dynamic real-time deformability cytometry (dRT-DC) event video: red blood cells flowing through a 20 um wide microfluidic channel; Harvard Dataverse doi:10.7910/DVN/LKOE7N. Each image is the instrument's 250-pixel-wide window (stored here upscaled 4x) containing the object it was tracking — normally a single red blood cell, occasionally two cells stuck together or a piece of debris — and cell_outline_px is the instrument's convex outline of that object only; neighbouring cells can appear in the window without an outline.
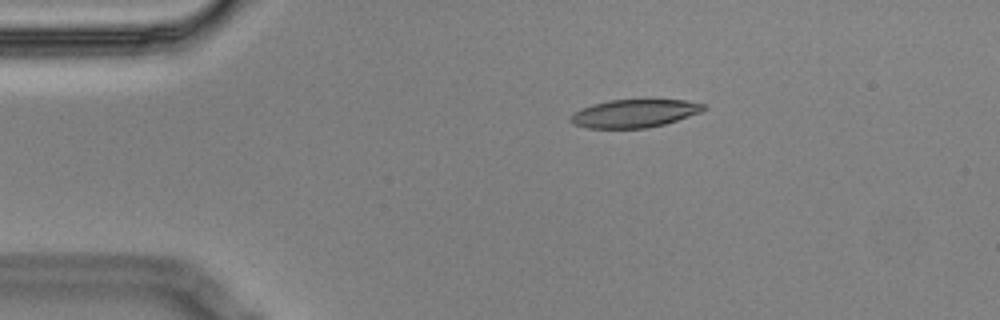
{"species": "Egyptian fruit bat (a non-hibernating species)", "species_latin": "Rousettus aegyptiacus", "temperature_condition": "cold", "stored_images_in_passage": 14, "camera_frame_rate_fps": 3000, "um_per_image_px": 0.085, "animal": {"sex": "male"}, "frame": {"image": 1, "passage_image": 2, "time_ms": 0.333, "image_size_px": [1000, 320], "cell_outline_px": [[704, 108], [700, 112], [664, 124], [648, 128], [588, 128], [572, 124], [568, 120], [580, 108], [592, 104], [608, 100], [684, 100], [704, 104]], "centroid_in_image_um": [53.86, 9.64], "position_along_channel_um": 31.1, "area_um2": 21.5}}
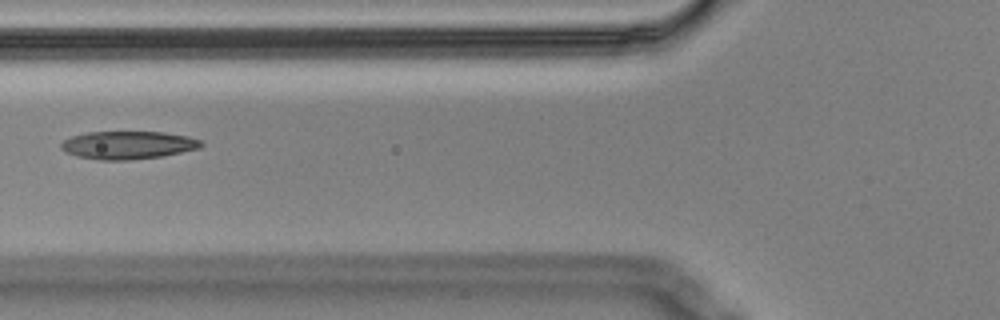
{"frame": {"image": 2, "passage_image": 5, "time_ms": 1.333, "image_size_px": [1000, 320], "cell_outline_px": [[204, 144], [200, 148], [164, 156], [128, 160], [100, 160], [76, 156], [64, 152], [60, 148], [60, 144], [64, 140], [72, 136], [88, 132], [164, 132], [188, 136], [200, 140]], "centroid_in_image_um": [10.87, 12.34], "position_along_channel_um": 114.9, "area_um2": 22.95}}
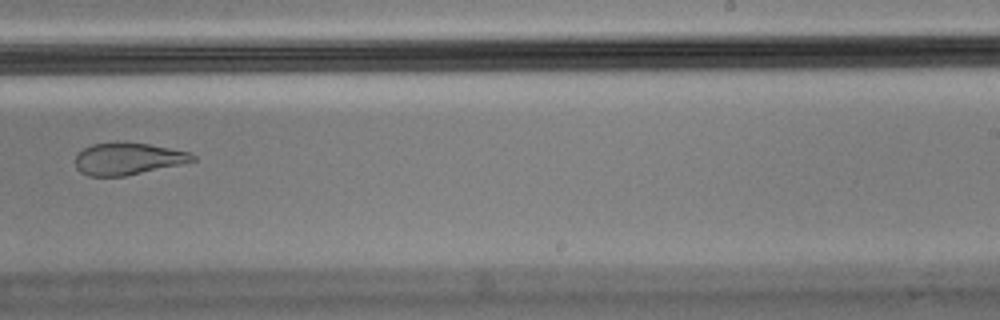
{"frame": {"image": 3, "passage_image": 9, "time_ms": 2.667, "image_size_px": [1000, 320], "cell_outline_px": [[196, 160], [180, 164], [124, 176], [88, 176], [80, 172], [76, 168], [76, 156], [84, 148], [92, 144], [124, 140], [148, 144], [192, 152], [196, 156]], "centroid_in_image_um": [10.87, 13.47], "position_along_channel_um": 278.1, "area_um2": 22.08}}